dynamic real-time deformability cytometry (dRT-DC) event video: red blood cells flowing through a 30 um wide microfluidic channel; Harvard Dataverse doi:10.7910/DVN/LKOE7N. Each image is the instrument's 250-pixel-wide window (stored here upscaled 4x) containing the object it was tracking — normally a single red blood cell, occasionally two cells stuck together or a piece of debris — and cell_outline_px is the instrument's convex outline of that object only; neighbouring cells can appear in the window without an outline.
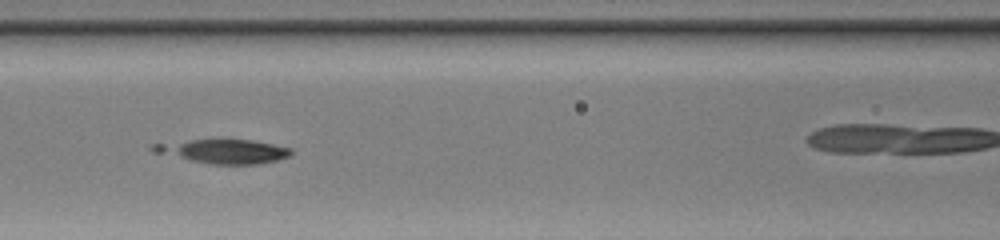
{"species": "common noctule bat (a hibernating species)", "species_latin": "Nyctalus noctula", "temperature_condition": "warm", "stored_images_in_passage": 45, "camera_frame_rate_fps": 3000, "um_per_image_px": 0.085, "animal": {"sex": "female", "body_mass_g": 20.0, "forearm_length_mm": 54.0}, "frame": {"image": 1, "passage_image": 18, "time_ms": 5.667, "image_size_px": [1000, 240], "cell_outline_px": [[292, 152], [288, 156], [276, 160], [260, 164], [208, 164], [152, 152], [148, 148], [152, 144], [216, 136], [224, 136], [252, 140], [292, 148]], "centroid_in_image_um": [18.92, 12.8], "position_along_channel_um": 147.7, "area_um2": 20.4}}
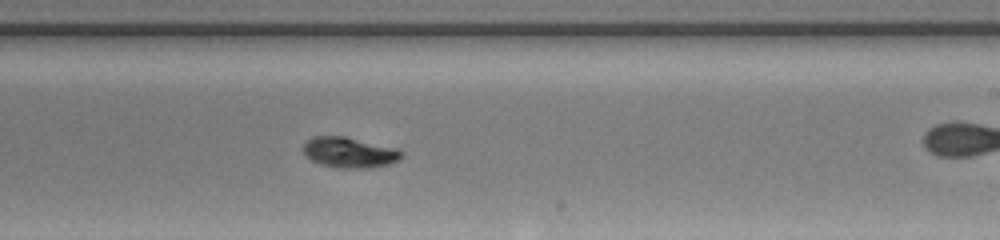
{"frame": {"image": 2, "passage_image": 26, "time_ms": 8.333, "image_size_px": [1000, 240], "cell_outline_px": [[404, 152], [400, 160], [388, 164], [368, 168], [340, 168], [320, 164], [304, 156], [304, 144], [312, 136], [344, 136], [400, 148]], "centroid_in_image_um": [29.74, 12.95], "position_along_channel_um": 259.3, "area_um2": 17.69}}
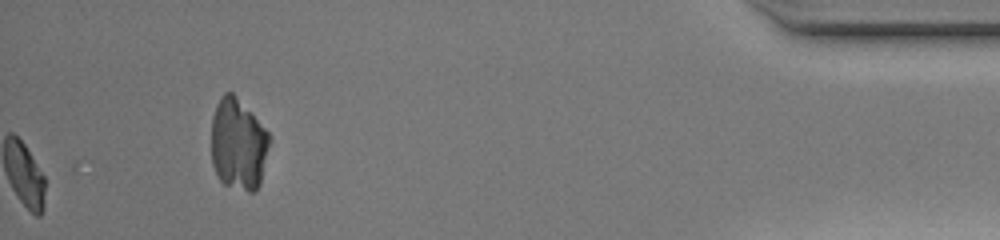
{"frame": {"image": 3, "passage_image": 45, "time_ms": 14.667, "image_size_px": [1000, 240], "cell_outline_px": [[272, 140], [260, 184], [252, 192], [248, 192], [224, 184], [220, 180], [212, 164], [212, 116], [216, 104], [220, 96], [224, 92], [232, 92], [272, 136]], "centroid_in_image_um": [20.27, 12.27], "position_along_channel_um": 414.9, "area_um2": 31.21}}